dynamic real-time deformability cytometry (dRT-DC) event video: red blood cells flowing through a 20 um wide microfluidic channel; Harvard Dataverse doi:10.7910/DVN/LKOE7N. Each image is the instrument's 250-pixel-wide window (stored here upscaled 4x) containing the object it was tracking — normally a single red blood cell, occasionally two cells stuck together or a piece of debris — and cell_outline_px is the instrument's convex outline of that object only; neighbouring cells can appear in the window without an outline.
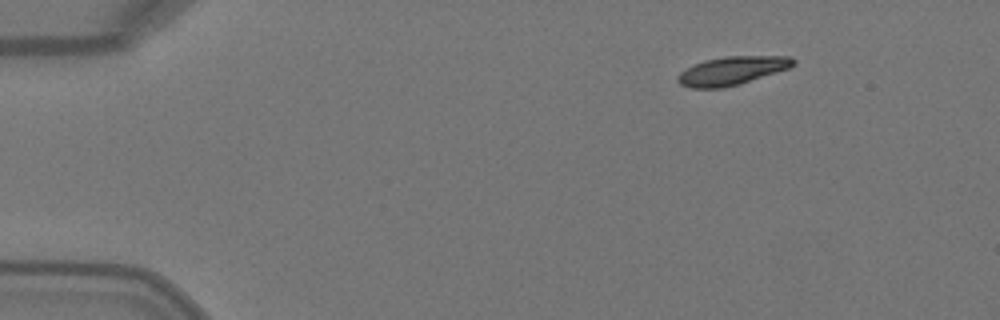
{"species": "Egyptian fruit bat (a non-hibernating species)", "species_latin": "Rousettus aegyptiacus", "temperature_condition": "warm", "stored_images_in_passage": 3, "camera_frame_rate_fps": 3000, "um_per_image_px": 0.085, "animal": {"sex": "female"}, "frame": {"image": 1, "passage_image": 1, "time_ms": 0.0, "image_size_px": [1000, 320], "cell_outline_px": [[796, 64], [788, 68], [740, 84], [724, 88], [688, 88], [680, 84], [676, 80], [676, 76], [680, 72], [704, 60], [724, 56], [792, 56], [796, 60]], "centroid_in_image_um": [62.21, 6.01], "position_along_channel_um": 22.8, "area_um2": 19.19}}
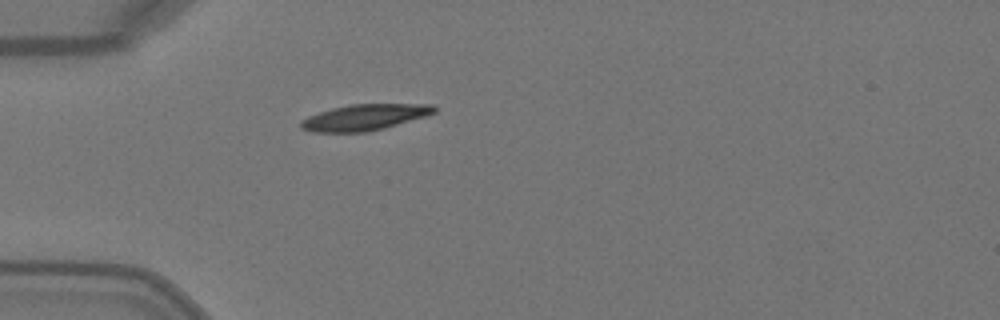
{"frame": {"image": 2, "passage_image": 3, "time_ms": 0.667, "image_size_px": [1000, 320], "cell_outline_px": [[436, 112], [424, 116], [384, 128], [364, 132], [312, 132], [300, 128], [300, 120], [308, 116], [332, 108], [352, 104], [432, 104], [436, 108]], "centroid_in_image_um": [30.95, 9.97], "position_along_channel_um": 54.1, "area_um2": 20.06}}